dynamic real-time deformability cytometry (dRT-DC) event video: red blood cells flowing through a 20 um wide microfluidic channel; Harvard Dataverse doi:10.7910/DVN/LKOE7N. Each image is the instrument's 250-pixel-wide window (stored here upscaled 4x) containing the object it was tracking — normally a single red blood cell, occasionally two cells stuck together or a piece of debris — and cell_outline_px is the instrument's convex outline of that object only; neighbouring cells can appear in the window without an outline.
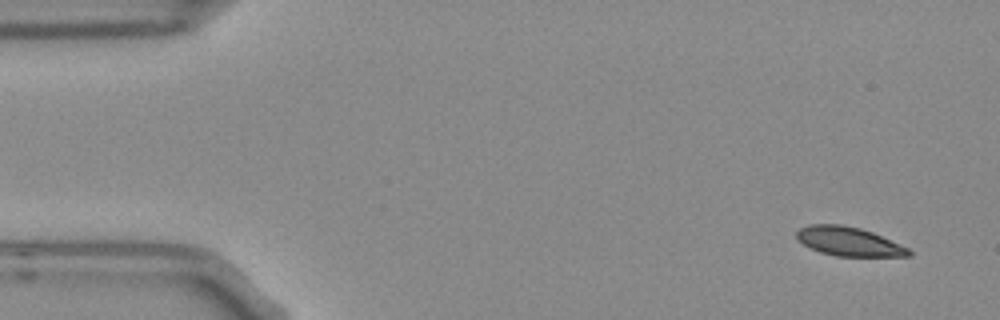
{"species": "Egyptian fruit bat (a non-hibernating species)", "species_latin": "Rousettus aegyptiacus", "temperature_condition": "room temperature", "stored_images_in_passage": 5, "camera_frame_rate_fps": 3000, "um_per_image_px": 0.085, "frame": {"image": 1, "passage_image": 1, "time_ms": 0.0, "image_size_px": [1000, 320], "cell_outline_px": [[912, 256], [836, 256], [820, 252], [804, 244], [796, 236], [796, 232], [800, 228], [808, 224], [840, 224], [860, 228], [872, 232], [908, 248], [912, 252]], "centroid_in_image_um": [72.14, 20.52], "position_along_channel_um": 12.9, "area_um2": 18.73}}
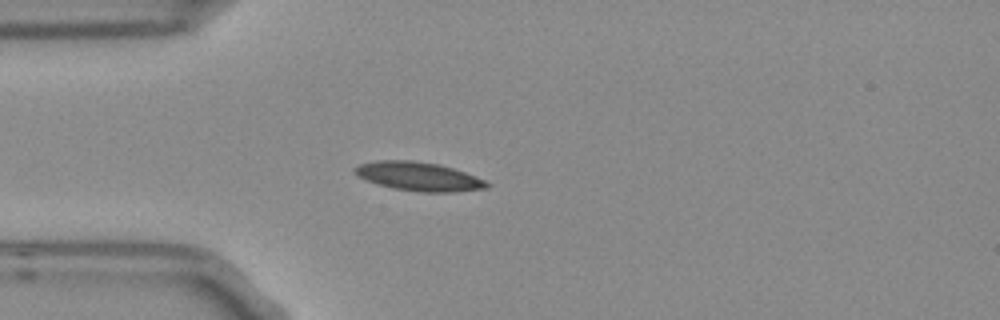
{"frame": {"image": 2, "passage_image": 4, "time_ms": 1.0, "image_size_px": [1000, 320], "cell_outline_px": [[492, 184], [488, 188], [452, 192], [420, 192], [392, 188], [376, 184], [360, 176], [352, 168], [360, 164], [376, 160], [412, 160], [440, 164], [476, 176]], "centroid_in_image_um": [35.61, 15.0], "position_along_channel_um": 49.4, "area_um2": 22.14}}